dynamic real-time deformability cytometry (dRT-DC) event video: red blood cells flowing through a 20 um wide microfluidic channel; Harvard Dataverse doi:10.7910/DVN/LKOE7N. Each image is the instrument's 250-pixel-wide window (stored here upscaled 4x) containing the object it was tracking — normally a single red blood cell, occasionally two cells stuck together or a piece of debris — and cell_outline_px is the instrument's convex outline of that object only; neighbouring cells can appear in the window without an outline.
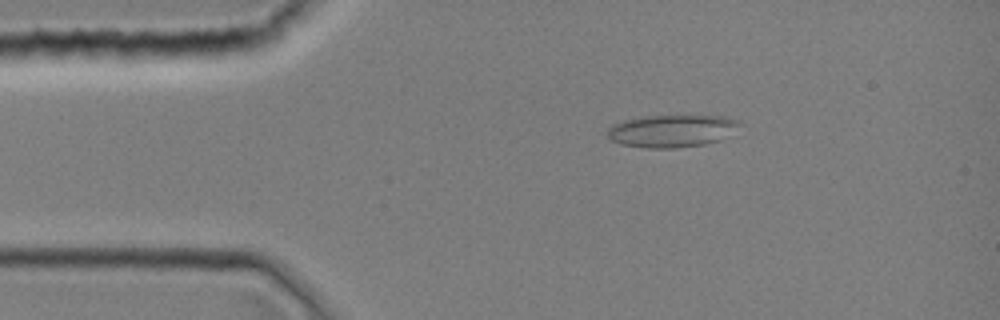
{"species": "common noctule bat (a hibernating species)", "species_latin": "Nyctalus noctula", "temperature_condition": "room temperature", "stored_images_in_passage": 6, "camera_frame_rate_fps": 3000, "um_per_image_px": 0.085, "animal": {"sex": "female", "body_mass_g": 19.0, "forearm_length_mm": 51.5}, "frame": {"image": 1, "passage_image": 4, "time_ms": 1.0, "image_size_px": [1000, 320], "cell_outline_px": [[740, 124], [720, 140], [704, 144], [676, 148], [648, 148], [620, 144], [612, 140], [608, 136], [608, 128], [612, 124], [624, 120], [644, 116], [728, 116], [740, 120]], "centroid_in_image_um": [57.08, 11.12], "position_along_channel_um": 27.9, "area_um2": 24.8}}